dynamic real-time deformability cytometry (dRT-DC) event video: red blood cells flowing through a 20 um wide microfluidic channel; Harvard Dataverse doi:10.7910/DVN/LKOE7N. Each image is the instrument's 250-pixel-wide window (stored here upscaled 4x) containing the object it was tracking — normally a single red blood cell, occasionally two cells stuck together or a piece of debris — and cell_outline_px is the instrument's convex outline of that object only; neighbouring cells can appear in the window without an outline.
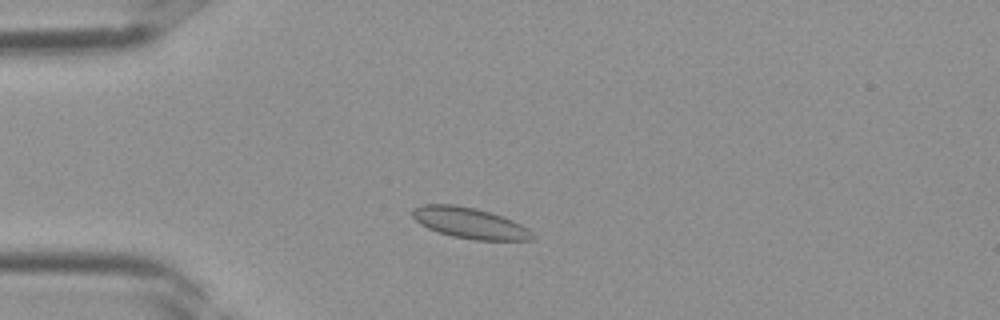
{"species": "Egyptian fruit bat (a non-hibernating species)", "species_latin": "Rousettus aegyptiacus", "temperature_condition": "room temperature", "stored_images_in_passage": 34, "camera_frame_rate_fps": 3000, "um_per_image_px": 0.085, "frame": {"image": 1, "passage_image": 6, "time_ms": 1.667, "image_size_px": [1000, 320], "cell_outline_px": [[536, 236], [532, 240], [476, 240], [452, 236], [428, 228], [420, 224], [412, 216], [412, 208], [424, 204], [452, 204], [476, 208], [504, 216], [528, 228]], "centroid_in_image_um": [39.95, 18.95], "position_along_channel_um": 45.1, "area_um2": 21.62}}
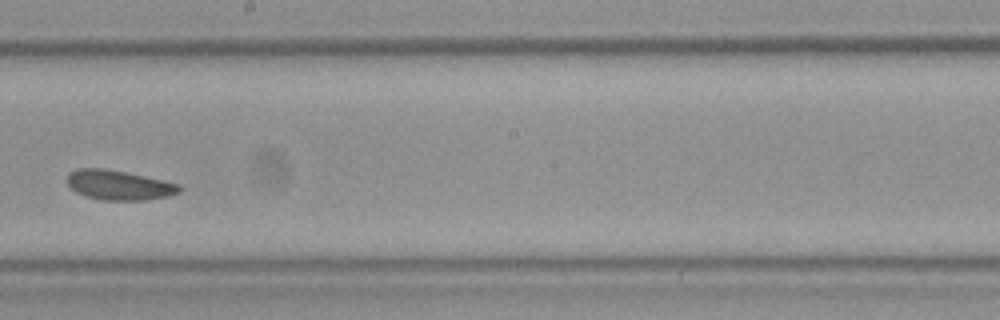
{"frame": {"image": 2, "passage_image": 18, "time_ms": 5.667, "image_size_px": [1000, 320], "cell_outline_px": [[180, 192], [168, 196], [144, 200], [104, 200], [84, 196], [76, 192], [64, 180], [68, 172], [76, 168], [104, 168], [164, 180], [180, 184]], "centroid_in_image_um": [10.05, 15.72], "position_along_channel_um": 238.1, "area_um2": 19.54}}
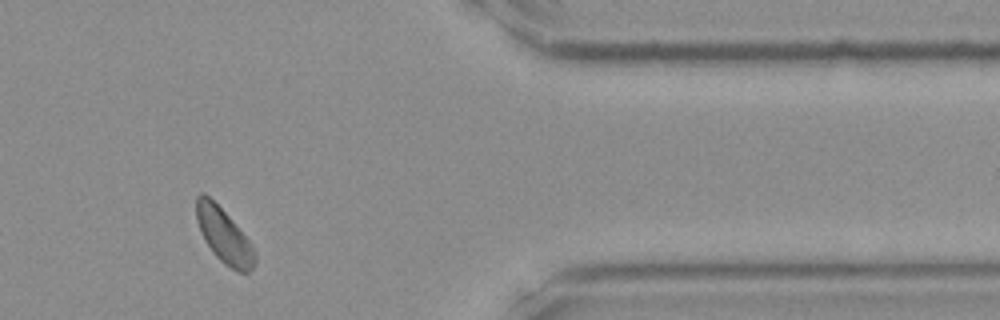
{"frame": {"image": 3, "passage_image": 28, "time_ms": 9.0, "image_size_px": [1000, 320], "cell_outline_px": [[256, 264], [248, 272], [236, 272], [224, 264], [212, 252], [204, 240], [200, 232], [196, 220], [196, 196], [200, 192], [204, 192], [228, 216], [252, 244], [256, 256]], "centroid_in_image_um": [19.02, 20.05], "position_along_channel_um": 392.4, "area_um2": 18.61}}